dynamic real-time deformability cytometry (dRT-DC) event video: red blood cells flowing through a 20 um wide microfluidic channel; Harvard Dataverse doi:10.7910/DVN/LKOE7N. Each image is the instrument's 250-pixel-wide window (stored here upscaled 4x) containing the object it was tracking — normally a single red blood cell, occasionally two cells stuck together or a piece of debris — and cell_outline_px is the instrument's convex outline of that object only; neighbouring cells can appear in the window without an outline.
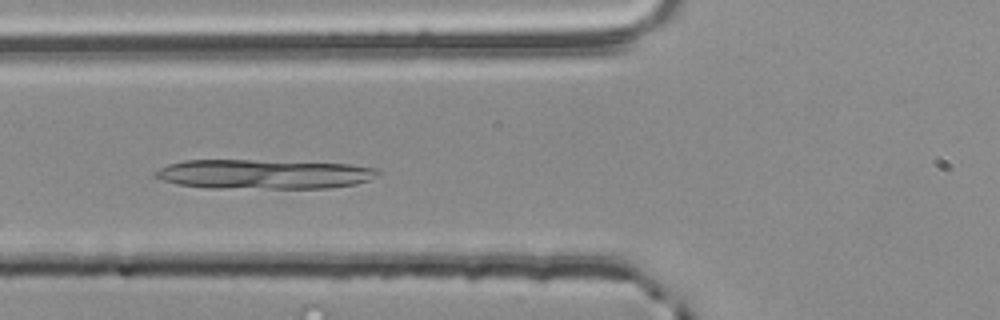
{"species": "common noctule bat (a hibernating species)", "species_latin": "Nyctalus noctula", "temperature_condition": "room temperature", "stored_images_in_passage": 41, "camera_frame_rate_fps": 3000, "um_per_image_px": 0.085, "animal": {"sex": "male", "body_mass_g": 20.4}, "frame": {"image": 1, "passage_image": 7, "time_ms": 2.0, "image_size_px": [1000, 320], "cell_outline_px": [[380, 172], [376, 176], [368, 180], [356, 184], [328, 188], [208, 188], [176, 184], [152, 176], [160, 168], [168, 164], [184, 160], [252, 160], [348, 164], [376, 168]], "centroid_in_image_um": [22.4, 14.81], "position_along_channel_um": 103.4, "area_um2": 38.21}}
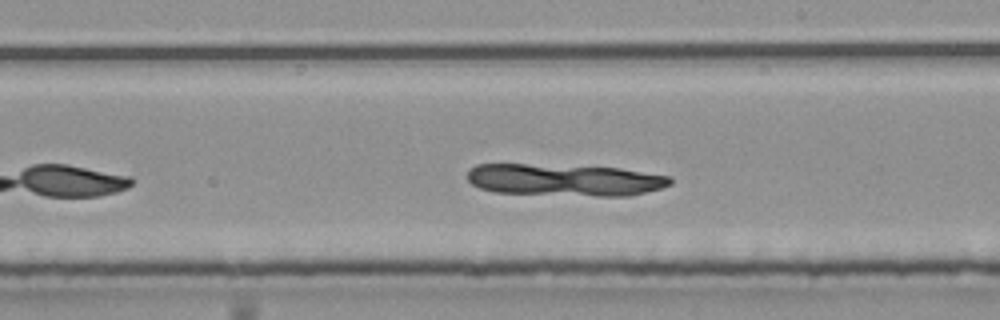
{"frame": {"image": 2, "passage_image": 18, "time_ms": 5.667, "image_size_px": [1000, 320], "cell_outline_px": [[672, 184], [660, 188], [628, 196], [596, 196], [496, 192], [480, 188], [472, 184], [468, 180], [468, 168], [476, 164], [524, 164], [620, 168], [672, 176]], "centroid_in_image_um": [48.0, 15.29], "position_along_channel_um": 241.0, "area_um2": 37.74}}
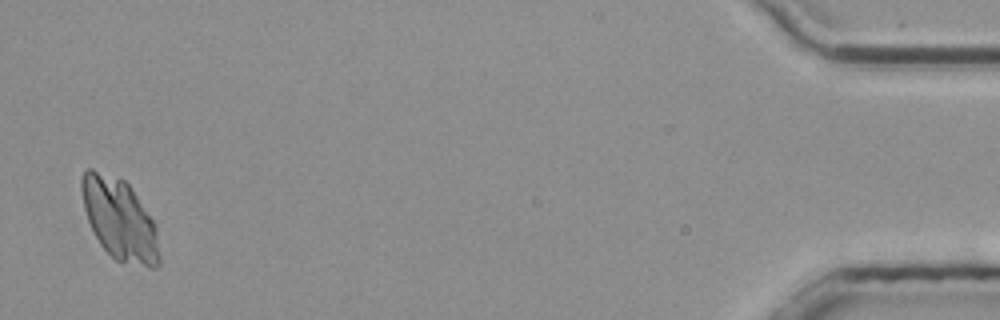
{"frame": {"image": 3, "passage_image": 40, "time_ms": 13.0, "image_size_px": [1000, 320], "cell_outline_px": [[160, 264], [156, 268], [148, 268], [116, 260], [100, 244], [88, 220], [84, 208], [80, 188], [80, 180], [84, 172], [88, 168], [92, 168], [124, 180], [132, 188], [156, 224], [160, 256]], "centroid_in_image_um": [10.18, 18.65], "position_along_channel_um": 425.0, "area_um2": 36.99}}